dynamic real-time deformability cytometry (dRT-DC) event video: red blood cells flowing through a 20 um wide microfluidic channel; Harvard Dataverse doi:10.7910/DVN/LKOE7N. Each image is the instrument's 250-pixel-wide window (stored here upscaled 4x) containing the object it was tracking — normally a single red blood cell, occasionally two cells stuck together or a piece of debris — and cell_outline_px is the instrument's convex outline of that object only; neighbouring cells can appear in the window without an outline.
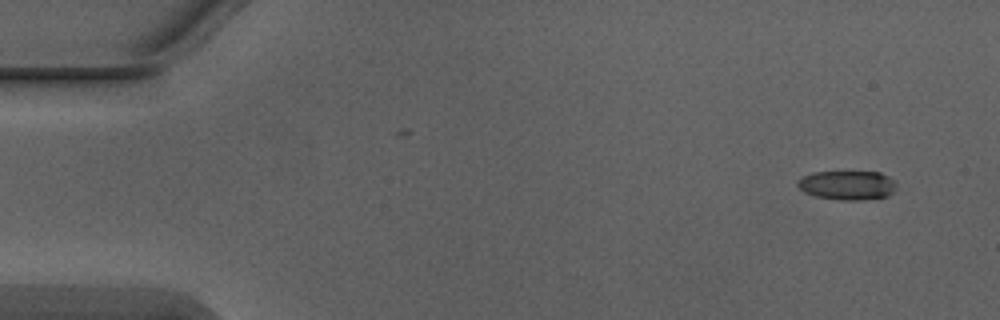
{"species": "Egyptian fruit bat (a non-hibernating species)", "species_latin": "Rousettus aegyptiacus", "temperature_condition": "warm", "stored_images_in_passage": 4, "camera_frame_rate_fps": 3000, "um_per_image_px": 0.085, "animal": {"sex": "male"}, "frame": {"image": 1, "passage_image": 1, "time_ms": 0.0, "image_size_px": [1000, 320], "cell_outline_px": [[896, 188], [888, 196], [860, 200], [840, 200], [816, 196], [804, 192], [796, 184], [796, 180], [812, 172], [880, 172], [896, 180]], "centroid_in_image_um": [72.03, 15.74], "position_along_channel_um": 13.0, "area_um2": 16.88}}
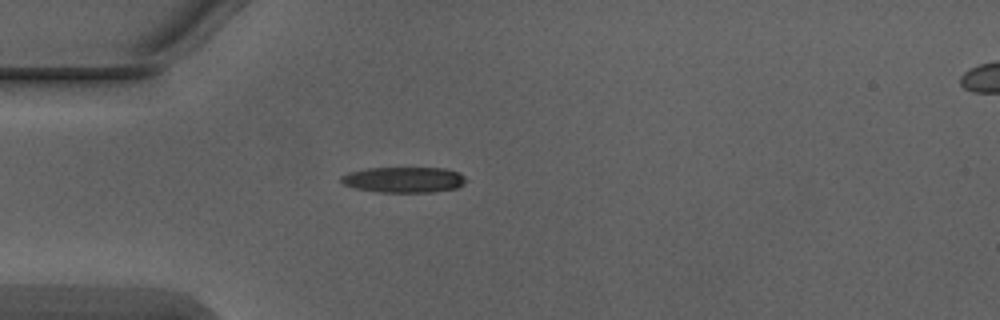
{"frame": {"image": 2, "passage_image": 4, "time_ms": 1.0, "image_size_px": [1000, 320], "cell_outline_px": [[468, 180], [464, 184], [456, 188], [436, 192], [380, 192], [356, 188], [344, 184], [340, 180], [340, 176], [352, 172], [368, 168], [444, 168], [460, 172]], "centroid_in_image_um": [34.39, 15.28], "position_along_channel_um": 50.6, "area_um2": 18.67}}